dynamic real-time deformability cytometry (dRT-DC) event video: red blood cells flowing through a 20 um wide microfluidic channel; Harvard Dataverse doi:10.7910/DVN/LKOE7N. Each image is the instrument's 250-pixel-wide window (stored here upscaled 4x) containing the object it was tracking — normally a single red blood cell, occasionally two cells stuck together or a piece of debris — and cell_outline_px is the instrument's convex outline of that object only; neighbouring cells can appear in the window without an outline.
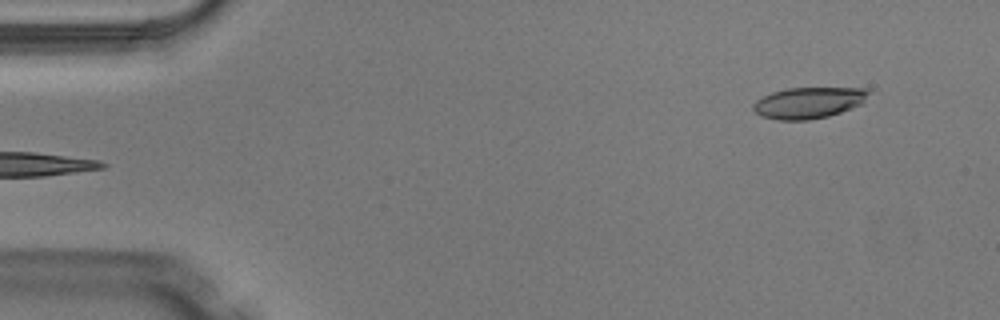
{"species": "Egyptian fruit bat (a non-hibernating species)", "species_latin": "Rousettus aegyptiacus", "temperature_condition": "warm", "stored_images_in_passage": 5, "segment_of_instrument_passage": [2, 2], "camera_frame_rate_fps": 3000, "um_per_image_px": 0.085, "animal": {"sex": "male"}, "frame": {"image": 1, "passage_image": 5, "time_ms": 1.333, "image_size_px": [1000, 320], "cell_outline_px": [[872, 92], [860, 104], [852, 108], [828, 116], [808, 120], [776, 120], [760, 116], [752, 108], [752, 104], [756, 100], [772, 92], [788, 88], [868, 88]], "centroid_in_image_um": [68.72, 8.73], "position_along_channel_um": 16.3, "area_um2": 21.04}}